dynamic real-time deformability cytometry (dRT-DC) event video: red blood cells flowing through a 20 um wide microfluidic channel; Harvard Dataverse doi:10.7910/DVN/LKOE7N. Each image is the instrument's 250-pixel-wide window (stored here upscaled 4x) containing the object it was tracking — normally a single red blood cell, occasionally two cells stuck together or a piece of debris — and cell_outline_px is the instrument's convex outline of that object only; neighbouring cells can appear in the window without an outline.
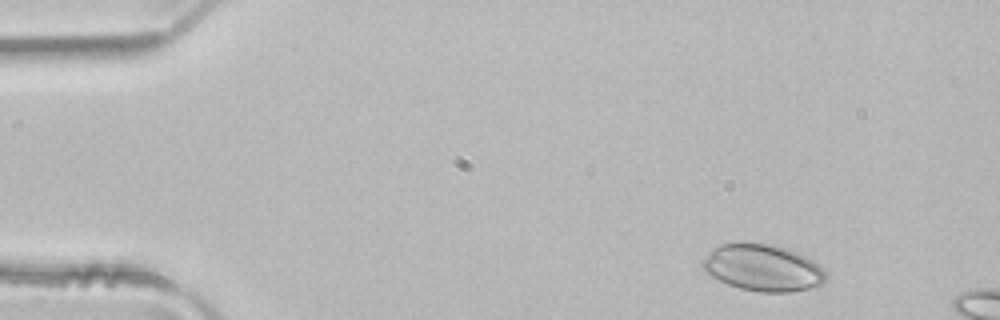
{"species": "common noctule bat (a hibernating species)", "species_latin": "Nyctalus noctula", "temperature_condition": "room temperature", "stored_images_in_passage": 3, "camera_frame_rate_fps": 3000, "um_per_image_px": 0.085, "animal": {"sex": "male", "body_mass_g": 21.5, "forearm_length_mm": 52.0}, "frame": {"image": 1, "passage_image": 1, "time_ms": 0.0, "image_size_px": [1000, 320], "cell_outline_px": [[824, 284], [808, 288], [788, 292], [760, 292], [740, 288], [728, 284], [704, 272], [700, 264], [712, 248], [720, 244], [744, 240], [772, 244], [788, 248], [812, 260], [824, 272]], "centroid_in_image_um": [64.76, 22.72], "position_along_channel_um": 20.2, "area_um2": 33.81}}